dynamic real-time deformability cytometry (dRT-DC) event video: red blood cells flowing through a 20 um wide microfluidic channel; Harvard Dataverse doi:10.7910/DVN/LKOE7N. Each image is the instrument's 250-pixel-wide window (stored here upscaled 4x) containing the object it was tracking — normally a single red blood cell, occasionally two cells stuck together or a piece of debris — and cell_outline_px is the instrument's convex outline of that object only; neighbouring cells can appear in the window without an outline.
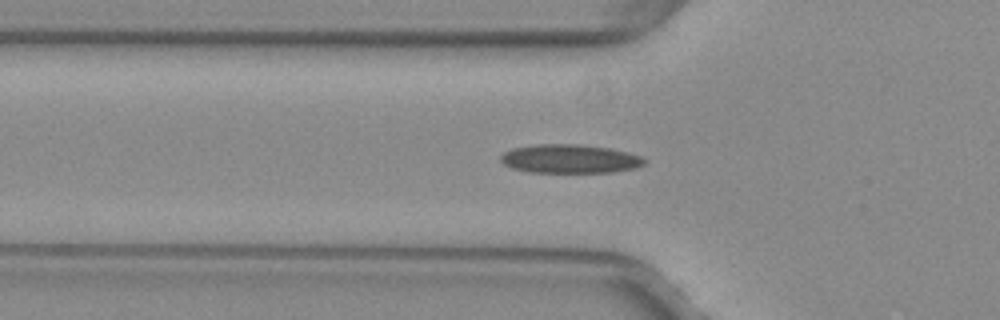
{"species": "common noctule bat (a hibernating species)", "species_latin": "Nyctalus noctula", "temperature_condition": "warm", "stored_images_in_passage": 35, "camera_frame_rate_fps": 3000, "um_per_image_px": 0.085, "animal": {"sex": "female", "body_mass_g": 29.2, "forearm_length_mm": 56.3}, "frame": {"image": 1, "passage_image": 5, "time_ms": 1.333, "image_size_px": [1000, 320], "cell_outline_px": [[648, 160], [644, 164], [636, 168], [612, 172], [528, 172], [512, 168], [504, 164], [500, 160], [500, 156], [504, 152], [512, 148], [540, 144], [580, 144], [612, 148], [628, 152], [640, 156]], "centroid_in_image_um": [48.46, 13.49], "position_along_channel_um": 77.3, "area_um2": 24.22}}
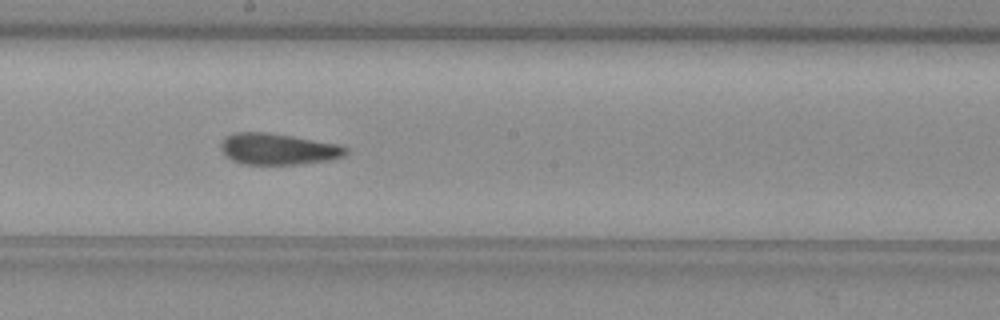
{"frame": {"image": 2, "passage_image": 16, "time_ms": 5.0, "image_size_px": [1000, 320], "cell_outline_px": [[348, 152], [344, 156], [328, 160], [300, 164], [240, 164], [224, 156], [220, 148], [220, 144], [224, 136], [232, 132], [268, 132], [292, 136], [336, 144], [348, 148]], "centroid_in_image_um": [23.56, 12.66], "position_along_channel_um": 224.6, "area_um2": 22.95}}
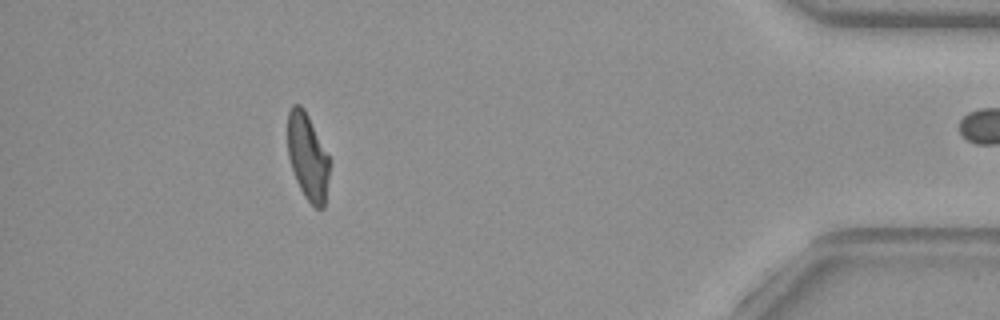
{"frame": {"image": 3, "passage_image": 34, "time_ms": 11.0, "image_size_px": [1000, 320], "cell_outline_px": [[328, 176], [324, 208], [316, 208], [304, 196], [296, 180], [288, 156], [288, 112], [292, 104], [300, 104], [304, 108], [328, 156]], "centroid_in_image_um": [26.12, 13.31], "position_along_channel_um": 409.1, "area_um2": 20.58}}